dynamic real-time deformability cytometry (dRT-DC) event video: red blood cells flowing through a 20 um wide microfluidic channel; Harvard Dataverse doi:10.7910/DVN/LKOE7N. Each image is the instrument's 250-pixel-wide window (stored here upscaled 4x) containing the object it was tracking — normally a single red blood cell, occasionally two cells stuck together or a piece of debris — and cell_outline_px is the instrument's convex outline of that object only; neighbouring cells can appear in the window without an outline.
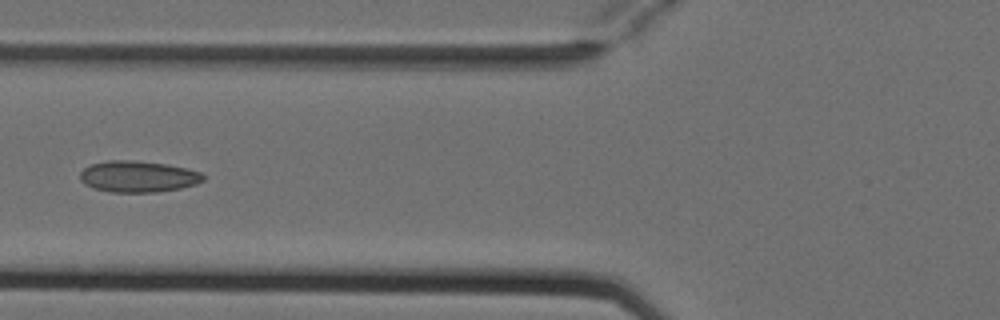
{"species": "Egyptian fruit bat (a non-hibernating species)", "species_latin": "Rousettus aegyptiacus", "temperature_condition": "cold", "stored_images_in_passage": 4, "camera_frame_rate_fps": 3000, "um_per_image_px": 0.085, "animal": {"sex": "female"}, "frame": {"image": 1, "passage_image": 3, "time_ms": 0.667, "image_size_px": [1000, 320], "cell_outline_px": [[204, 180], [196, 184], [180, 188], [156, 192], [108, 192], [92, 188], [84, 184], [80, 180], [80, 172], [84, 168], [92, 164], [108, 160], [136, 160], [168, 164], [188, 168], [200, 172], [204, 176]], "centroid_in_image_um": [11.72, 15.0], "position_along_channel_um": 114.1, "area_um2": 22.72}}
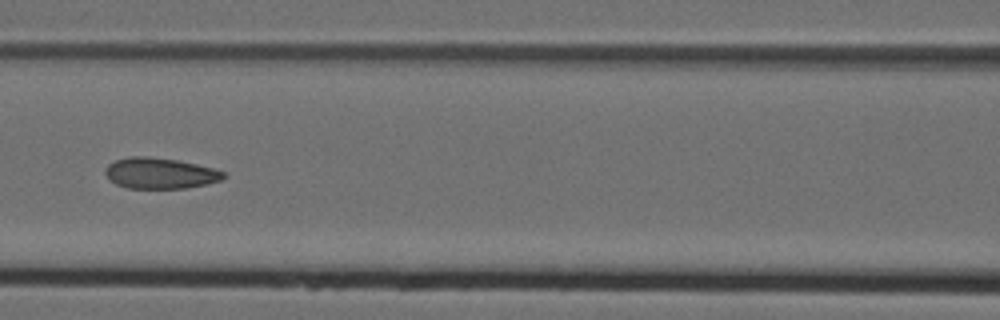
{"frame": {"image": 2, "passage_image": 4, "time_ms": 1.0, "image_size_px": [1000, 320], "cell_outline_px": [[224, 176], [220, 180], [204, 184], [184, 188], [128, 188], [116, 184], [104, 172], [104, 168], [108, 164], [116, 160], [128, 156], [148, 156], [176, 160], [196, 164], [212, 168], [224, 172]], "centroid_in_image_um": [13.55, 14.71], "position_along_channel_um": 153.0, "area_um2": 20.98}}